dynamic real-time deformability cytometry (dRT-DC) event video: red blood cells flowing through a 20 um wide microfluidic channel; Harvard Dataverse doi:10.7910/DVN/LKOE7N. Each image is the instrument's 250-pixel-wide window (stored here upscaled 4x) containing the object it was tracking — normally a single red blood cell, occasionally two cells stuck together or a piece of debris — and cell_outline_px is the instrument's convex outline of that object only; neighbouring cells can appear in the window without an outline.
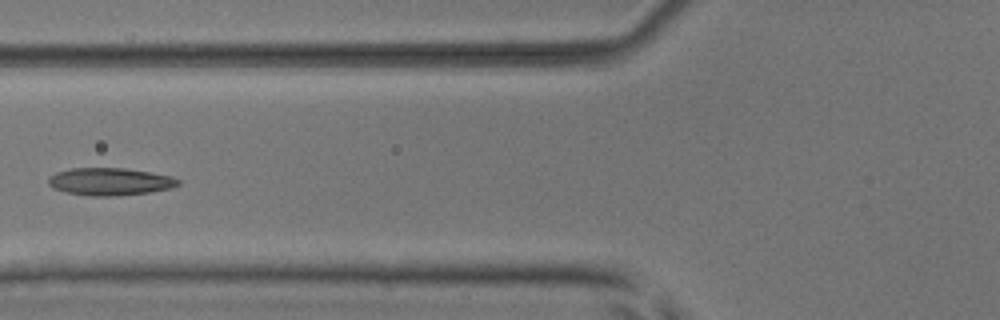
{"species": "common noctule bat (a hibernating species)", "species_latin": "Nyctalus noctula", "temperature_condition": "room temperature", "stored_images_in_passage": 6, "camera_frame_rate_fps": 3000, "um_per_image_px": 0.085, "animal": {"sex": "male", "body_mass_g": 17.9, "forearm_length_mm": 54.2}, "frame": {"image": 1, "passage_image": 6, "time_ms": 5.667, "image_size_px": [1000, 320], "cell_outline_px": [[180, 184], [172, 188], [148, 192], [116, 196], [92, 196], [68, 192], [52, 188], [48, 184], [48, 176], [56, 172], [72, 168], [124, 168], [172, 176], [180, 180]], "centroid_in_image_um": [9.34, 15.43], "position_along_channel_um": 116.5, "area_um2": 20.75}}